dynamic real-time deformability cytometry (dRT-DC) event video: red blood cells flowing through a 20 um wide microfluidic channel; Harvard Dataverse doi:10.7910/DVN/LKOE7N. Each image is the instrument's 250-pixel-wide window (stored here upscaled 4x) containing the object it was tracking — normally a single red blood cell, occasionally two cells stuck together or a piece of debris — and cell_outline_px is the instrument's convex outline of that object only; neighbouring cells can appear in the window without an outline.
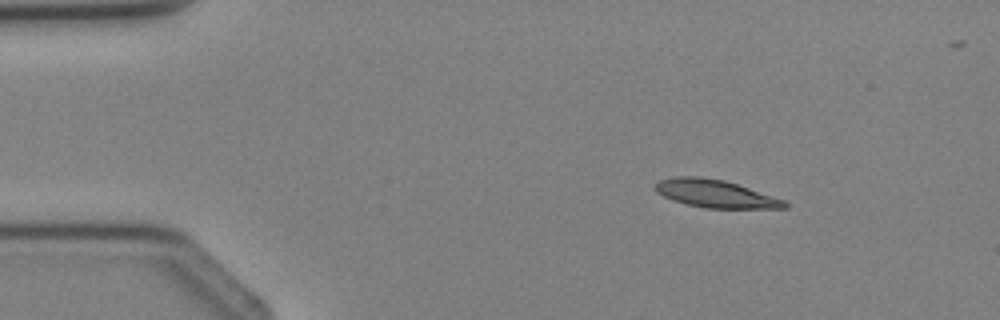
{"species": "Egyptian fruit bat (a non-hibernating species)", "species_latin": "Rousettus aegyptiacus", "temperature_condition": "cold", "stored_images_in_passage": 3, "camera_frame_rate_fps": 3000, "um_per_image_px": 0.085, "animal": {"sex": "female"}, "frame": {"image": 1, "passage_image": 1, "time_ms": 0.0, "image_size_px": [1000, 320], "cell_outline_px": [[788, 208], [704, 208], [672, 200], [656, 192], [656, 184], [660, 180], [676, 176], [700, 176], [724, 180], [784, 200], [788, 204]], "centroid_in_image_um": [60.79, 16.46], "position_along_channel_um": 24.2, "area_um2": 20.63}}